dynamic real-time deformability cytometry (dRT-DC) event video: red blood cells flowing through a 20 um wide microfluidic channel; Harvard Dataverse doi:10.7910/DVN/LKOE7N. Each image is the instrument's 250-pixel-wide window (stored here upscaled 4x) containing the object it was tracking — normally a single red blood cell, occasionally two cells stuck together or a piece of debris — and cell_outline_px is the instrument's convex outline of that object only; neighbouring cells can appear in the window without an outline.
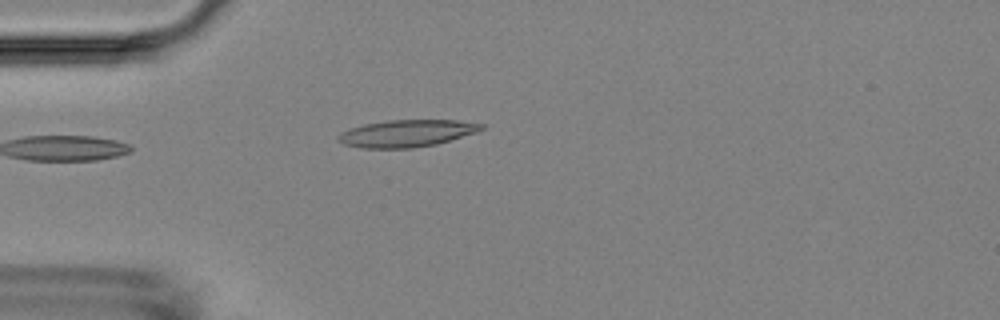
{"species": "Egyptian fruit bat (a non-hibernating species)", "species_latin": "Rousettus aegyptiacus", "temperature_condition": "room temperature", "stored_images_in_passage": 5, "camera_frame_rate_fps": 3000, "um_per_image_px": 0.085, "animal": {"sex": "female"}, "frame": {"image": 1, "passage_image": 4, "time_ms": 4.333, "image_size_px": [1000, 320], "cell_outline_px": [[484, 128], [476, 132], [436, 144], [412, 148], [364, 148], [344, 144], [336, 140], [336, 136], [340, 132], [364, 124], [388, 120], [460, 120], [484, 124]], "centroid_in_image_um": [34.55, 11.33], "position_along_channel_um": 50.4, "area_um2": 22.54}}